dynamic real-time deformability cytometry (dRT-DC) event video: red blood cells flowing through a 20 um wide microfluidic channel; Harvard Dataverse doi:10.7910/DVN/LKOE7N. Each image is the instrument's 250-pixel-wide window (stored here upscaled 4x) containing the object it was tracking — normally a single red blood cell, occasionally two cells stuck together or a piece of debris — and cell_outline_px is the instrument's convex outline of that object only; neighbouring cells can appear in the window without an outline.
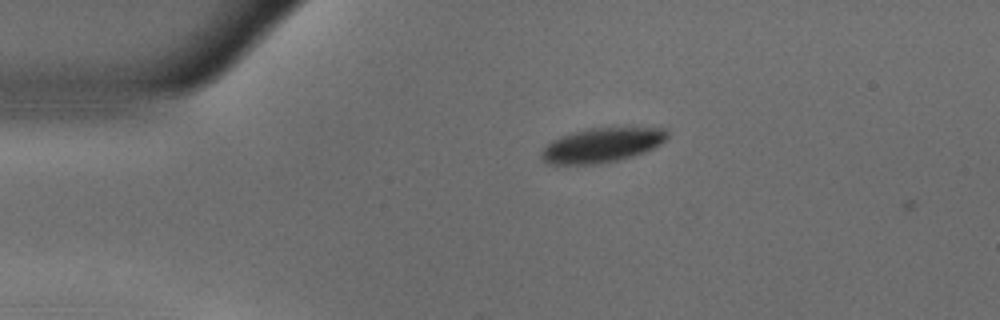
{"species": "common noctule bat (a hibernating species)", "species_latin": "Nyctalus noctula", "temperature_condition": "warm", "stored_images_in_passage": 4, "camera_frame_rate_fps": 3000, "um_per_image_px": 0.085, "animal": {"sex": "male", "body_mass_g": 18.8}, "frame": {"image": 1, "passage_image": 3, "time_ms": 0.667, "image_size_px": [1000, 320], "cell_outline_px": [[668, 136], [660, 144], [644, 152], [620, 160], [596, 164], [548, 164], [540, 156], [540, 152], [552, 140], [560, 136], [584, 128], [628, 124], [668, 128]], "centroid_in_image_um": [51.24, 12.26], "position_along_channel_um": 33.8, "area_um2": 26.47}}